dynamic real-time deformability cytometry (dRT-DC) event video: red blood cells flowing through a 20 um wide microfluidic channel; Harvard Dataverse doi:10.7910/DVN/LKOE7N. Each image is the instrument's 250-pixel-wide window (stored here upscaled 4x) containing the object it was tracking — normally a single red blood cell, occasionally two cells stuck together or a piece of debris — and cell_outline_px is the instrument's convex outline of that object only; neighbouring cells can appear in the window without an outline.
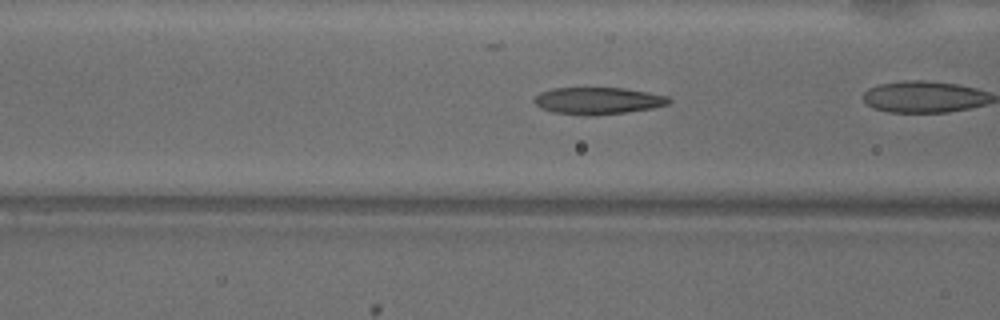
{"species": "common noctule bat (a hibernating species)", "species_latin": "Nyctalus noctula", "temperature_condition": "warm", "stored_images_in_passage": 35, "camera_frame_rate_fps": 3000, "um_per_image_px": 0.085, "animal": {"sex": "male", "body_mass_g": 18.8}, "frame": {"image": 1, "passage_image": 16, "time_ms": 5.0, "image_size_px": [1000, 320], "cell_outline_px": [[672, 100], [668, 104], [652, 108], [628, 112], [588, 116], [552, 112], [540, 108], [532, 100], [540, 92], [552, 88], [624, 88], [648, 92], [668, 96]], "centroid_in_image_um": [50.81, 8.56], "position_along_channel_um": 115.8, "area_um2": 21.27}}